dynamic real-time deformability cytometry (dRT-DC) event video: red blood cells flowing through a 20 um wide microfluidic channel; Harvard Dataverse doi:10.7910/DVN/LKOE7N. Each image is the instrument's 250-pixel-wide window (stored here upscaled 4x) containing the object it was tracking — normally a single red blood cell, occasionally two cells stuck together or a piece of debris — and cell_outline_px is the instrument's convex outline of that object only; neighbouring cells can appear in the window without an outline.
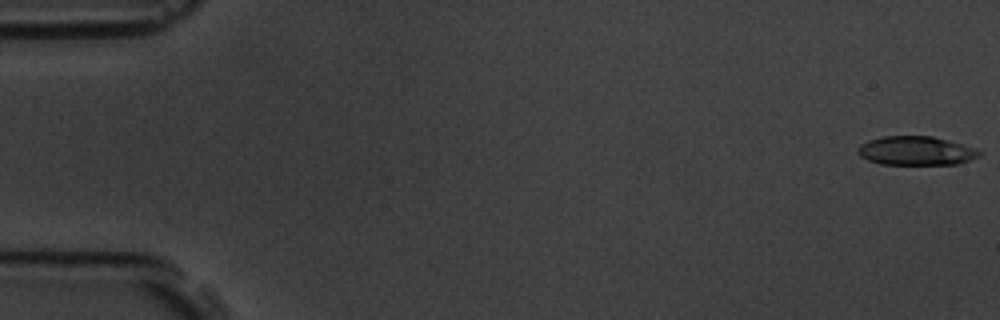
{"species": "common noctule bat (a hibernating species)", "species_latin": "Nyctalus noctula", "temperature_condition": "room temperature", "stored_images_in_passage": 58, "camera_frame_rate_fps": 3000, "um_per_image_px": 0.085, "animal": {"sex": "male", "body_mass_g": 19.5, "forearm_length_mm": 54.6}, "frame": {"image": 1, "passage_image": 1, "time_ms": 0.0, "image_size_px": [1000, 320], "cell_outline_px": [[984, 152], [980, 156], [956, 164], [880, 164], [868, 160], [860, 156], [856, 148], [860, 144], [868, 140], [884, 136], [932, 136], [948, 140]], "centroid_in_image_um": [77.82, 12.81], "position_along_channel_um": 7.2, "area_um2": 20.35}}
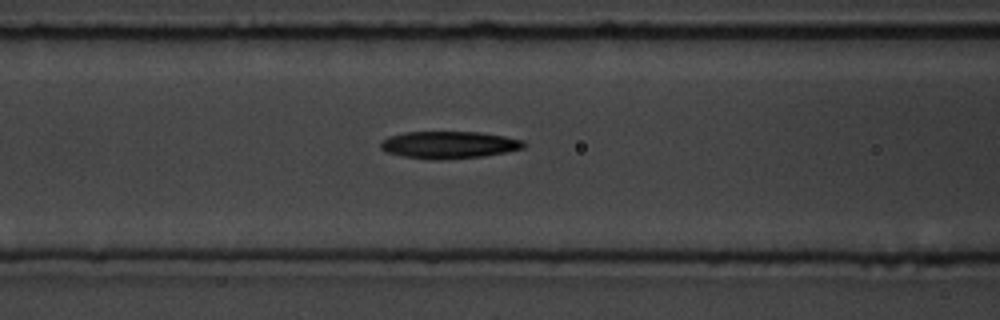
{"frame": {"image": 2, "passage_image": 24, "time_ms": 7.667, "image_size_px": [1000, 320], "cell_outline_px": [[528, 144], [524, 148], [508, 152], [484, 156], [436, 160], [432, 160], [404, 156], [384, 152], [380, 148], [380, 144], [388, 136], [404, 132], [480, 132], [504, 136], [524, 140]], "centroid_in_image_um": [38.19, 12.31], "position_along_channel_um": 128.4, "area_um2": 22.89}}
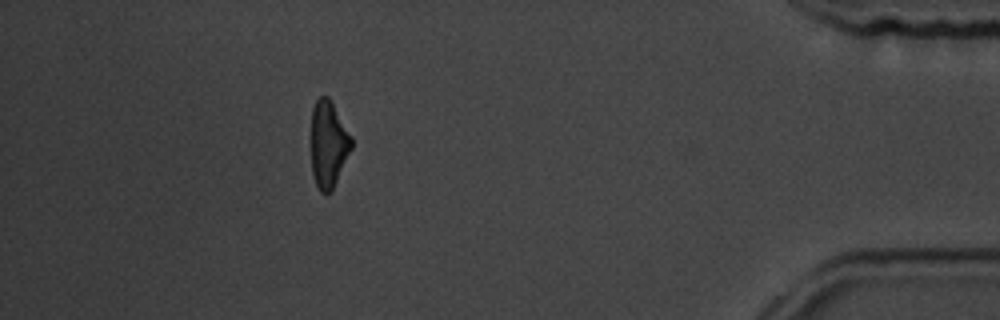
{"frame": {"image": 3, "passage_image": 52, "time_ms": 17.0, "image_size_px": [1000, 320], "cell_outline_px": [[352, 148], [332, 188], [328, 192], [320, 192], [316, 184], [312, 172], [312, 108], [316, 100], [320, 96], [328, 96], [352, 136]], "centroid_in_image_um": [27.91, 12.21], "position_along_channel_um": 407.3, "area_um2": 19.94}, "authors_computed_cell_mechanics": {"area_um2": 21.964, "velocity_mm_per_s": 3.5512, "shape_relaxation_time_tau1_ms": 3.1201, "shape_relaxation_time_tau2_ms": 4.6809, "deformation_change_tau1": 0.1433, "deformation_change_tau2": 0.1655}}